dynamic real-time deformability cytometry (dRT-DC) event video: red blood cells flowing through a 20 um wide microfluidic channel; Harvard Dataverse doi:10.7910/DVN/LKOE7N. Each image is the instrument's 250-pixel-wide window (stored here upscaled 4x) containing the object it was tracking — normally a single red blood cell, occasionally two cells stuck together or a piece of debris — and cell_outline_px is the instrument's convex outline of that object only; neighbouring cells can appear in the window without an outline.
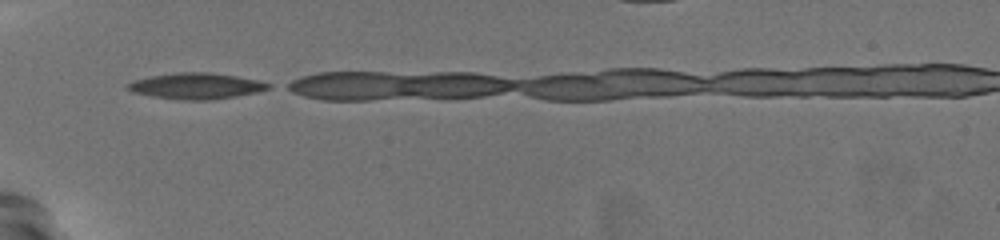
{"species": "common noctule bat (a hibernating species)", "species_latin": "Nyctalus noctula", "temperature_condition": "warm", "stored_images_in_passage": 4, "camera_frame_rate_fps": 3000, "um_per_image_px": 0.085, "animal": {"sex": "female", "body_mass_g": 19.5, "forearm_length_mm": 54.1}, "frame": {"image": 1, "passage_image": 1, "time_ms": 0.0, "image_size_px": [1000, 240], "cell_outline_px": [[272, 88], [256, 92], [236, 96], [212, 100], [184, 100], [152, 96], [132, 92], [124, 88], [124, 84], [132, 80], [148, 76], [180, 72], [208, 72], [236, 76], [256, 80], [272, 84]], "centroid_in_image_um": [16.61, 7.31], "position_along_channel_um": 68.4, "area_um2": 21.5}}